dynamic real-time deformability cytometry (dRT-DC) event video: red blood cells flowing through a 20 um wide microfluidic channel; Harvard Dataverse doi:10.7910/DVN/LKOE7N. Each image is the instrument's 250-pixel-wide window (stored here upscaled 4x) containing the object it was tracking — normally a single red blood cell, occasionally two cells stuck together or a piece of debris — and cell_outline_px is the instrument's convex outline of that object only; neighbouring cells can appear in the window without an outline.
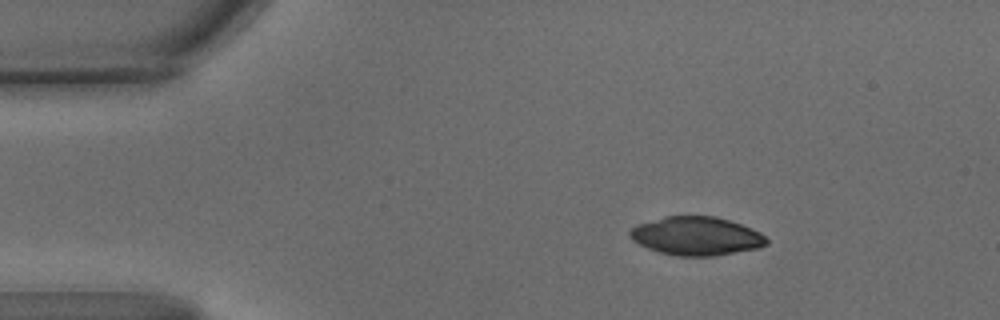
{"species": "common noctule bat (a hibernating species)", "species_latin": "Nyctalus noctula", "temperature_condition": "warm", "stored_images_in_passage": 51, "camera_frame_rate_fps": 3000, "um_per_image_px": 0.085, "animal": {"sex": "male", "body_mass_g": 15.6}, "frame": {"image": 1, "passage_image": 1, "time_ms": 0.0, "image_size_px": [1000, 320], "cell_outline_px": [[768, 244], [760, 248], [716, 256], [676, 256], [660, 252], [648, 248], [632, 240], [628, 236], [628, 232], [636, 224], [664, 216], [716, 216], [752, 228], [760, 232], [768, 240]], "centroid_in_image_um": [59.19, 20.07], "position_along_channel_um": 25.8, "area_um2": 30.92}}
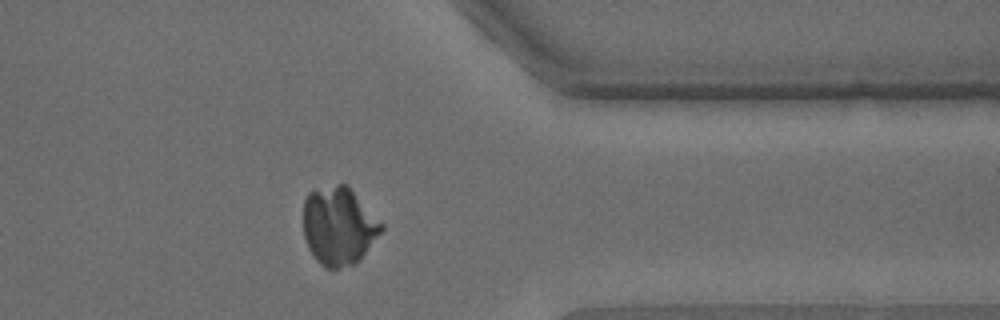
{"frame": {"image": 2, "passage_image": 39, "time_ms": 12.667, "image_size_px": [1000, 320], "cell_outline_px": [[384, 228], [356, 264], [340, 268], [324, 268], [316, 260], [308, 248], [304, 236], [304, 200], [308, 192], [336, 184], [348, 184], [384, 224]], "centroid_in_image_um": [28.8, 19.21], "position_along_channel_um": 382.6, "area_um2": 35.72}}
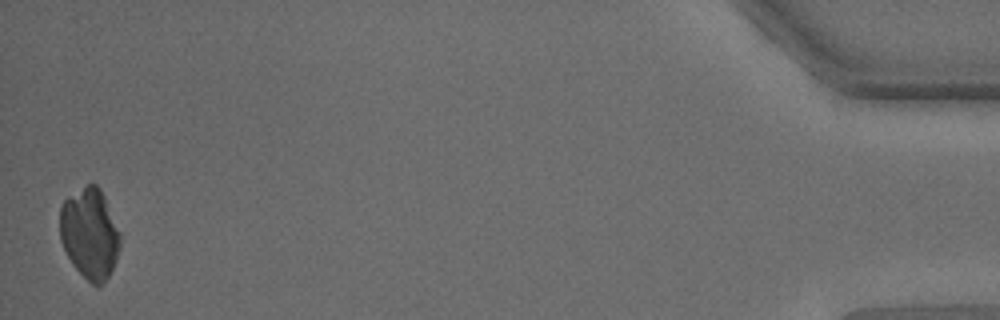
{"frame": {"image": 3, "passage_image": 50, "time_ms": 16.333, "image_size_px": [1000, 320], "cell_outline_px": [[120, 248], [116, 260], [108, 276], [100, 284], [92, 284], [72, 264], [60, 240], [60, 208], [64, 200], [68, 196], [88, 184], [96, 184], [100, 188], [104, 196], [120, 232]], "centroid_in_image_um": [7.62, 19.82], "position_along_channel_um": 427.6, "area_um2": 31.5}}